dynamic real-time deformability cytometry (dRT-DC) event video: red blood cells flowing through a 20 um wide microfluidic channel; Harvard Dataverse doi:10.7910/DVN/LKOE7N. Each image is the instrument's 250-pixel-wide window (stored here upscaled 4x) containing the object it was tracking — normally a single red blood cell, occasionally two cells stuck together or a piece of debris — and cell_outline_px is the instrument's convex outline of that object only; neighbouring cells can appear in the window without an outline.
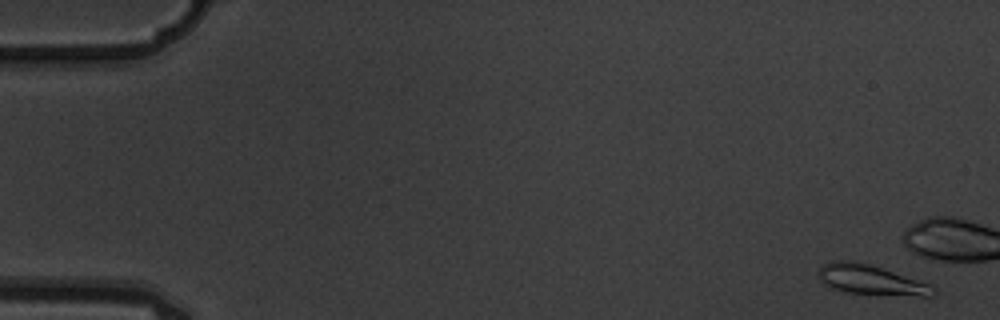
{"species": "common noctule bat (a hibernating species)", "species_latin": "Nyctalus noctula", "temperature_condition": "warm", "stored_images_in_passage": 6, "camera_frame_rate_fps": 3000, "um_per_image_px": 0.085, "animal": {"sex": "male", "body_mass_g": 19.5, "forearm_length_mm": 54.6}, "frame": {"image": 1, "passage_image": 1, "time_ms": 0.0, "image_size_px": [1000, 320], "cell_outline_px": [[936, 292], [932, 296], [920, 296], [848, 292], [832, 288], [820, 280], [820, 268], [828, 260], [848, 260], [868, 264], [928, 284], [936, 288]], "centroid_in_image_um": [74.0, 23.78], "position_along_channel_um": 11.0, "area_um2": 19.25}}